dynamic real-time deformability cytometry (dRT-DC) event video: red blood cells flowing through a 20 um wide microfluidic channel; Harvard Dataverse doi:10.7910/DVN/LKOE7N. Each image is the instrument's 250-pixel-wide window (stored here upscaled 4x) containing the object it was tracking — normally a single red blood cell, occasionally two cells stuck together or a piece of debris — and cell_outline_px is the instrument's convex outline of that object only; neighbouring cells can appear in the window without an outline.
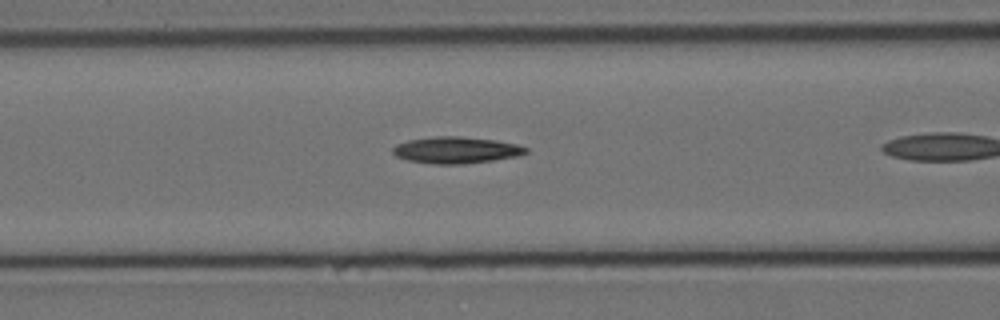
{"species": "Egyptian fruit bat (a non-hibernating species)", "species_latin": "Rousettus aegyptiacus", "temperature_condition": "cold", "stored_images_in_passage": 31, "camera_frame_rate_fps": 3000, "um_per_image_px": 0.085, "animal": {"sex": "female"}, "frame": {"image": 1, "passage_image": 9, "time_ms": 2.667, "image_size_px": [1000, 320], "cell_outline_px": [[528, 152], [516, 156], [492, 160], [464, 164], [432, 164], [408, 160], [396, 156], [392, 152], [392, 148], [396, 144], [408, 140], [436, 136], [460, 136], [496, 140], [516, 144], [528, 148]], "centroid_in_image_um": [38.74, 12.75], "position_along_channel_um": 127.9, "area_um2": 20.58}}
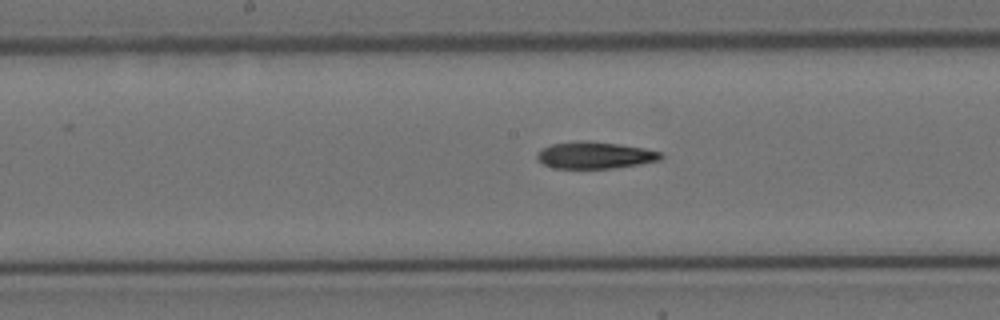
{"frame": {"image": 2, "passage_image": 15, "time_ms": 4.667, "image_size_px": [1000, 320], "cell_outline_px": [[664, 156], [660, 160], [640, 164], [612, 168], [552, 168], [544, 164], [536, 156], [544, 148], [552, 144], [588, 140], [620, 144], [644, 148], [660, 152]], "centroid_in_image_um": [50.62, 13.19], "position_along_channel_um": 197.6, "area_um2": 19.13}}
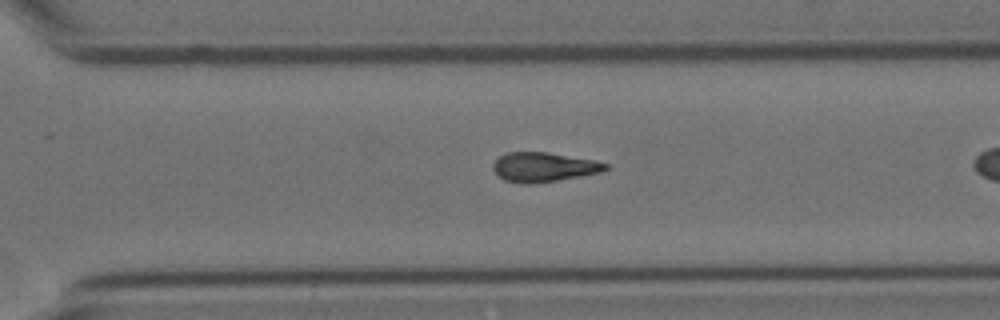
{"frame": {"image": 3, "passage_image": 26, "time_ms": 8.333, "image_size_px": [1000, 320], "cell_outline_px": [[608, 168], [600, 172], [580, 176], [532, 184], [520, 184], [504, 180], [492, 168], [492, 164], [500, 156], [508, 152], [548, 152], [596, 160], [608, 164]], "centroid_in_image_um": [46.21, 14.2], "position_along_channel_um": 324.4, "area_um2": 19.25}}